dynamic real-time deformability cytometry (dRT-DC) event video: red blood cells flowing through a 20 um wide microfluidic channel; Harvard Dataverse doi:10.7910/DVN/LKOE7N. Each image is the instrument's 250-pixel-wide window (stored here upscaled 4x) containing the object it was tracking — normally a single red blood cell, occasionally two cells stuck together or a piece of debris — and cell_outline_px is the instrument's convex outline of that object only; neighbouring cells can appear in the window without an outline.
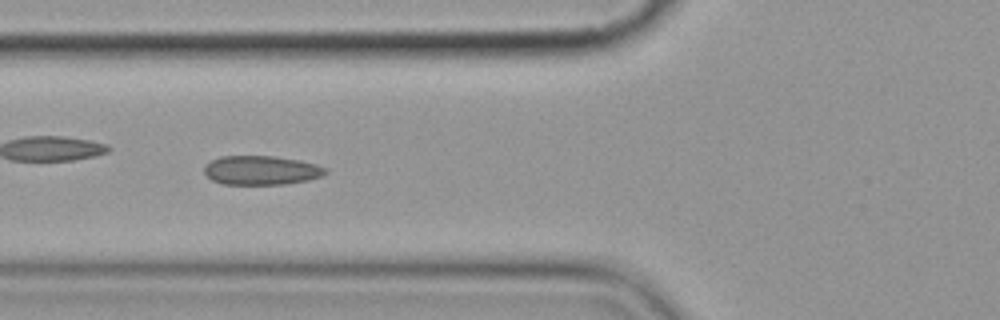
{"species": "common noctule bat (a hibernating species)", "species_latin": "Nyctalus noctula", "temperature_condition": "cold", "stored_images_in_passage": 8, "camera_frame_rate_fps": 3000, "um_per_image_px": 0.085, "animal": {"sex": "female", "body_mass_g": 19.9}, "frame": {"image": 1, "passage_image": 7, "time_ms": 7.0, "image_size_px": [1000, 320], "cell_outline_px": [[328, 172], [320, 176], [308, 180], [284, 184], [220, 184], [212, 180], [204, 172], [204, 164], [220, 156], [272, 156], [300, 160], [316, 164], [328, 168]], "centroid_in_image_um": [22.2, 14.47], "position_along_channel_um": 103.6, "area_um2": 20.63}}